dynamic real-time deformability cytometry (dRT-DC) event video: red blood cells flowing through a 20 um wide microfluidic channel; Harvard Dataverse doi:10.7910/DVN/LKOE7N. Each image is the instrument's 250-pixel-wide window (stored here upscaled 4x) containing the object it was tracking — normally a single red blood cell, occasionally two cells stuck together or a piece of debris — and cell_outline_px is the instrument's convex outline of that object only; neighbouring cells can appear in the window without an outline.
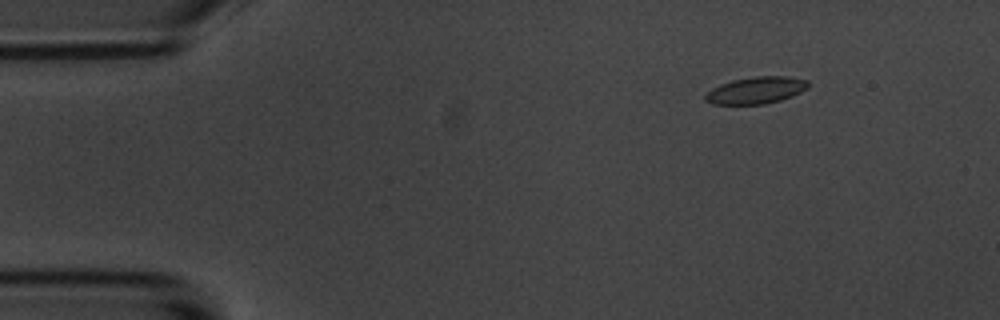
{"species": "common noctule bat (a hibernating species)", "species_latin": "Nyctalus noctula", "temperature_condition": "room temperature", "stored_images_in_passage": 9, "camera_frame_rate_fps": 3000, "um_per_image_px": 0.085, "animal": {"sex": "male", "body_mass_g": 20.1, "forearm_length_mm": 53.5}, "frame": {"image": 1, "passage_image": 1, "time_ms": 0.0, "image_size_px": [1000, 320], "cell_outline_px": [[808, 88], [792, 96], [780, 100], [764, 104], [712, 104], [704, 100], [704, 96], [712, 88], [720, 84], [732, 80], [756, 76], [788, 76], [808, 80]], "centroid_in_image_um": [64.26, 7.67], "position_along_channel_um": 20.7, "area_um2": 16.13}}
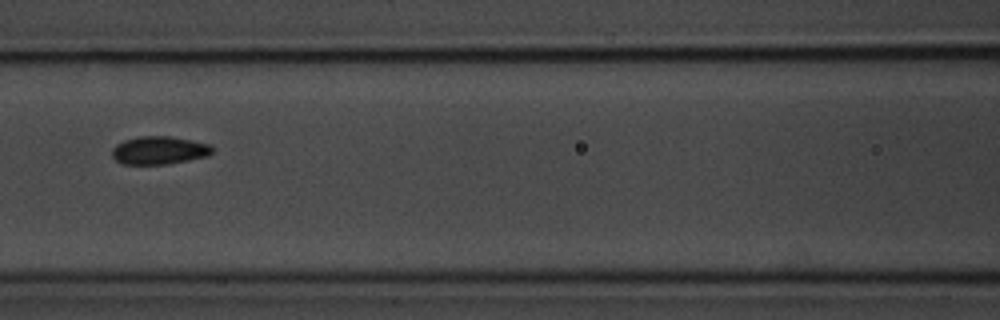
{"frame": {"image": 2, "passage_image": 6, "time_ms": 6.0, "image_size_px": [1000, 320], "cell_outline_px": [[212, 152], [208, 156], [168, 164], [120, 164], [112, 156], [112, 148], [116, 144], [124, 140], [140, 136], [168, 136], [192, 140], [208, 144], [212, 148]], "centroid_in_image_um": [13.49, 12.78], "position_along_channel_um": 153.1, "area_um2": 16.36}}
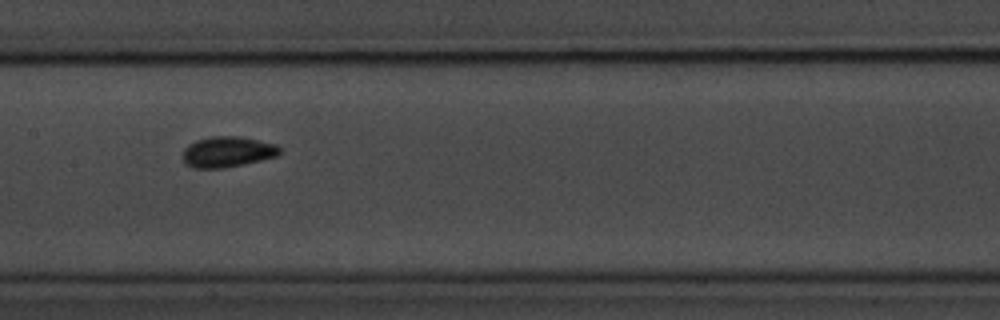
{"frame": {"image": 3, "passage_image": 7, "time_ms": 7.0, "image_size_px": [1000, 320], "cell_outline_px": [[280, 152], [276, 156], [244, 164], [224, 168], [192, 168], [184, 164], [180, 156], [184, 148], [188, 144], [196, 140], [208, 136], [240, 136], [276, 144], [280, 148]], "centroid_in_image_um": [19.25, 12.91], "position_along_channel_um": 188.1, "area_um2": 17.63}}